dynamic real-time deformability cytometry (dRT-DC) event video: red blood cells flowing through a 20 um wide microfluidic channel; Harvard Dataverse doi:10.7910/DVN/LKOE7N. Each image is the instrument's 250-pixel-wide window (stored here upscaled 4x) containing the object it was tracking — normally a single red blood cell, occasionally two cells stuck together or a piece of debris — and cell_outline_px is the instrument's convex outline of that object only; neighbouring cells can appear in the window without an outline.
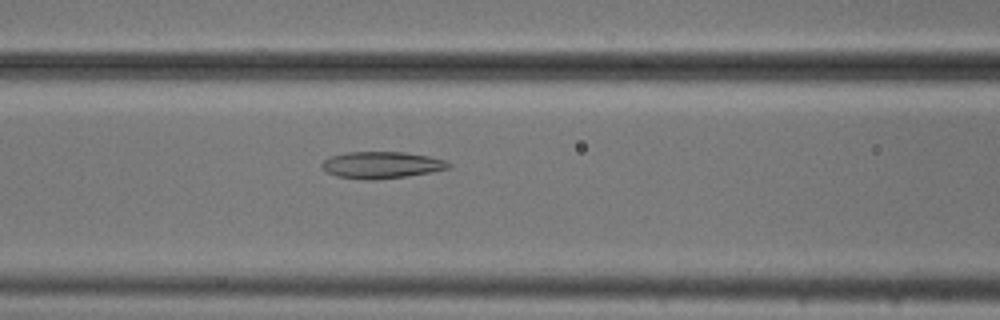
{"species": "common noctule bat (a hibernating species)", "species_latin": "Nyctalus noctula", "temperature_condition": "cold", "stored_images_in_passage": 53, "camera_frame_rate_fps": 3000, "um_per_image_px": 0.085, "animal": {"sex": "male", "body_mass_g": 20.5, "forearm_length_mm": 52.5}, "frame": {"image": 1, "passage_image": 22, "time_ms": 7.0, "image_size_px": [1000, 320], "cell_outline_px": [[452, 168], [432, 172], [408, 176], [372, 180], [364, 180], [336, 176], [328, 172], [320, 164], [324, 160], [332, 156], [348, 152], [404, 152], [428, 156], [444, 160], [452, 164]], "centroid_in_image_um": [32.47, 14.03], "position_along_channel_um": 134.1, "area_um2": 19.77}}
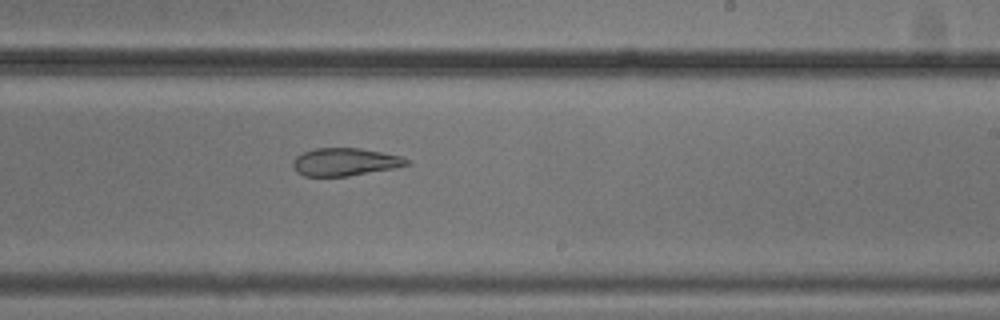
{"frame": {"image": 2, "passage_image": 32, "time_ms": 10.333, "image_size_px": [1000, 320], "cell_outline_px": [[412, 164], [396, 168], [348, 176], [304, 176], [296, 172], [292, 164], [292, 160], [296, 156], [304, 152], [316, 148], [360, 148], [400, 156], [412, 160]], "centroid_in_image_um": [29.35, 13.77], "position_along_channel_um": 259.7, "area_um2": 18.55}}
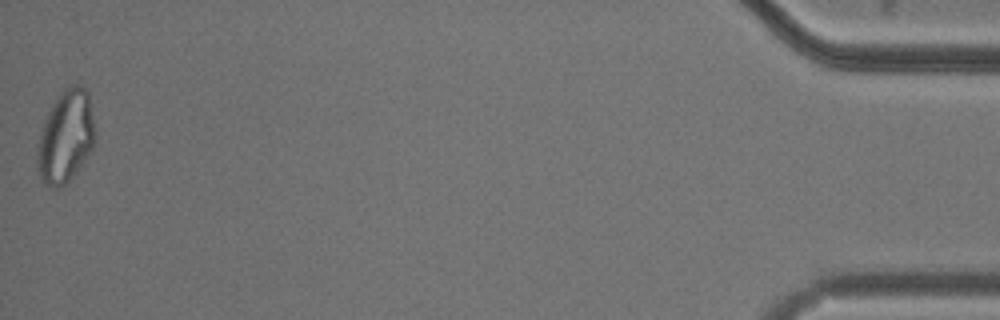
{"frame": {"image": 3, "passage_image": 53, "time_ms": 17.333, "image_size_px": [1000, 320], "cell_outline_px": [[96, 140], [92, 148], [76, 172], [64, 184], [56, 188], [52, 188], [44, 184], [36, 168], [36, 144], [44, 120], [56, 96], [64, 88], [72, 84], [80, 84], [88, 92]], "centroid_in_image_um": [5.55, 11.6], "position_along_channel_um": 429.7, "area_um2": 31.27}, "authors_computed_cell_mechanics": {"area_um2": 24.3338, "velocity_mm_per_s": 3.7714, "shape_relaxation_time_tau1_ms": null, "shape_relaxation_time_tau2_ms": 4.5687, "deformation_change_tau1": null, "deformation_change_tau2": 0.1102}}